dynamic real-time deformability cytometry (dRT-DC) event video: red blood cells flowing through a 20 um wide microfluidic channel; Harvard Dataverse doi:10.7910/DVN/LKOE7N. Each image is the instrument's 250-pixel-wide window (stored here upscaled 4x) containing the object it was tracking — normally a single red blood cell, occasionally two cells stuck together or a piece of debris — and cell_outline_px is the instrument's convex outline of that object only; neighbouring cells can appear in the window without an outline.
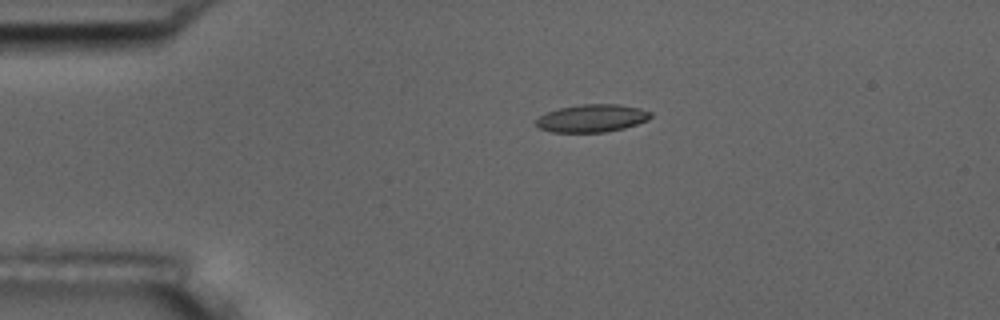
{"species": "common noctule bat (a hibernating species)", "species_latin": "Nyctalus noctula", "temperature_condition": "room temperature", "stored_images_in_passage": 2, "camera_frame_rate_fps": 3000, "um_per_image_px": 0.085, "animal": {"sex": "male", "body_mass_g": 17.5, "forearm_length_mm": 52.3}, "frame": {"image": 1, "passage_image": 1, "time_ms": 0.0, "image_size_px": [1000, 320], "cell_outline_px": [[652, 116], [648, 120], [624, 128], [604, 132], [552, 132], [536, 128], [536, 120], [540, 116], [548, 112], [560, 108], [580, 104], [616, 104], [640, 108], [652, 112]], "centroid_in_image_um": [50.32, 10.05], "position_along_channel_um": 34.7, "area_um2": 18.5}}